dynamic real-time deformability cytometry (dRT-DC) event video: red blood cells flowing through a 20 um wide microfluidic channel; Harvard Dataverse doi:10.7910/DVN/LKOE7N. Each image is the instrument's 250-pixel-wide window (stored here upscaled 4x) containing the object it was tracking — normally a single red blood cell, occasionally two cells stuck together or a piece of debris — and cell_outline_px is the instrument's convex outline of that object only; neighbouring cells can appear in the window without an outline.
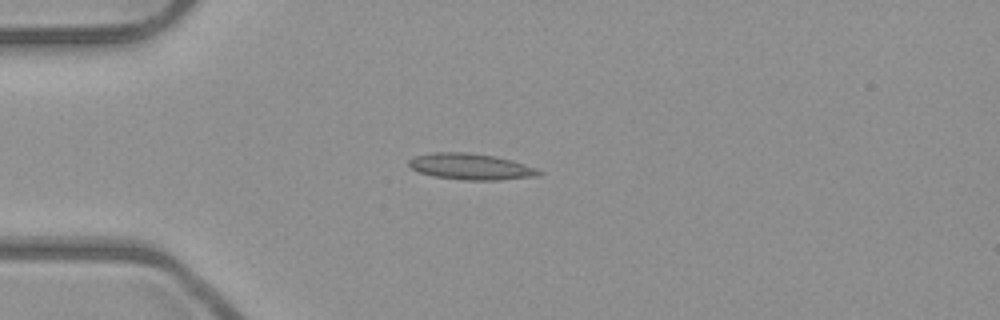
{"species": "common noctule bat (a hibernating species)", "species_latin": "Nyctalus noctula", "temperature_condition": "room temperature", "stored_images_in_passage": 39, "camera_frame_rate_fps": 3000, "um_per_image_px": 0.085, "animal": {"sex": "male", "body_mass_g": 23.1, "forearm_length_mm": 52.7}, "frame": {"image": 1, "passage_image": 1, "time_ms": 0.0, "image_size_px": [1000, 320], "cell_outline_px": [[544, 172], [540, 176], [500, 180], [464, 180], [436, 176], [420, 172], [412, 168], [408, 164], [408, 160], [416, 156], [432, 152], [468, 152], [496, 156], [512, 160], [536, 168]], "centroid_in_image_um": [40.07, 14.16], "position_along_channel_um": 44.9, "area_um2": 19.88}}
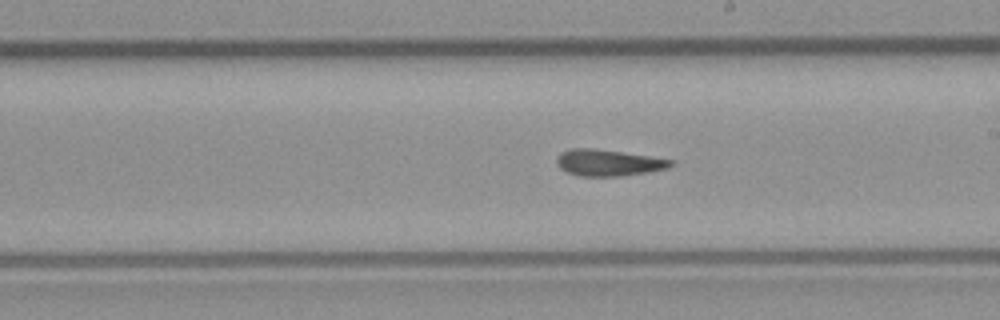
{"frame": {"image": 2, "passage_image": 17, "time_ms": 5.333, "image_size_px": [1000, 320], "cell_outline_px": [[676, 164], [668, 168], [648, 172], [620, 176], [580, 176], [568, 172], [560, 168], [556, 164], [556, 160], [560, 152], [572, 148], [592, 148], [648, 156], [672, 160]], "centroid_in_image_um": [51.69, 13.83], "position_along_channel_um": 237.3, "area_um2": 17.46}}
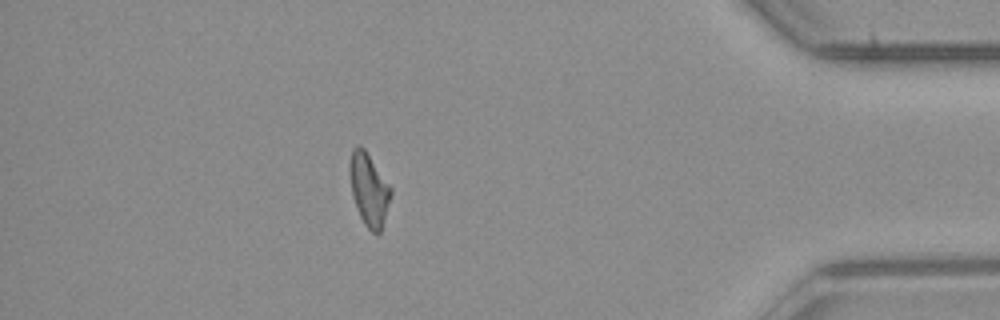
{"frame": {"image": 3, "passage_image": 33, "time_ms": 10.667, "image_size_px": [1000, 320], "cell_outline_px": [[392, 192], [380, 232], [372, 232], [364, 224], [360, 216], [352, 196], [348, 168], [348, 164], [352, 148], [356, 144], [360, 144], [364, 148], [392, 188]], "centroid_in_image_um": [31.32, 16.04], "position_along_channel_um": 403.9, "area_um2": 17.4}, "authors_computed_cell_mechanics": {"area_um2": 17.2822, "velocity_mm_per_s": 3.9792, "shape_relaxation_time_tau1_ms": null, "shape_relaxation_time_tau2_ms": 6.0676, "deformation_change_tau1": null, "deformation_change_tau2": 0.1759}}